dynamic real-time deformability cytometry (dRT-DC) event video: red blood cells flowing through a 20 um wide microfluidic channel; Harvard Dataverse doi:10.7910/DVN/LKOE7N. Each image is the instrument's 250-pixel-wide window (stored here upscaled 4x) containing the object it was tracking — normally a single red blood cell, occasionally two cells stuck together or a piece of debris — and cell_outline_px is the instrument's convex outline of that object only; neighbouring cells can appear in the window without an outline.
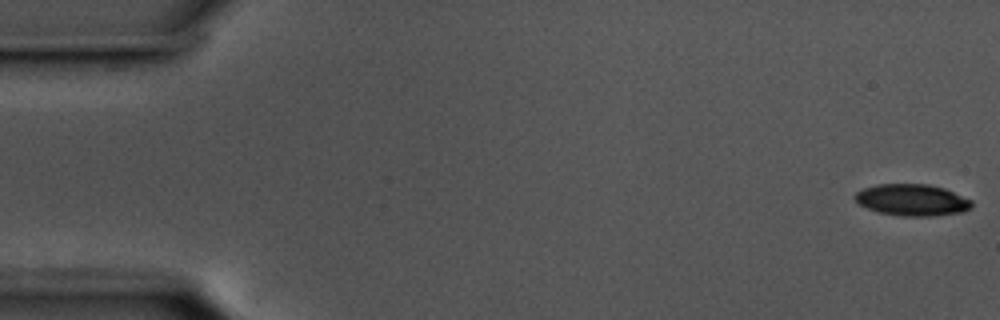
{"species": "common noctule bat (a hibernating species)", "species_latin": "Nyctalus noctula", "temperature_condition": "cold", "stored_images_in_passage": 41, "camera_frame_rate_fps": 3000, "um_per_image_px": 0.085, "animal": {"sex": "male", "body_mass_g": 17.5, "forearm_length_mm": 52.3}, "frame": {"image": 1, "passage_image": 1, "time_ms": 0.0, "image_size_px": [1000, 320], "cell_outline_px": [[972, 208], [964, 212], [932, 216], [900, 216], [876, 212], [860, 204], [852, 196], [856, 192], [864, 188], [876, 184], [928, 184], [944, 188], [972, 200]], "centroid_in_image_um": [77.53, 17.0], "position_along_channel_um": 7.5, "area_um2": 21.68}}
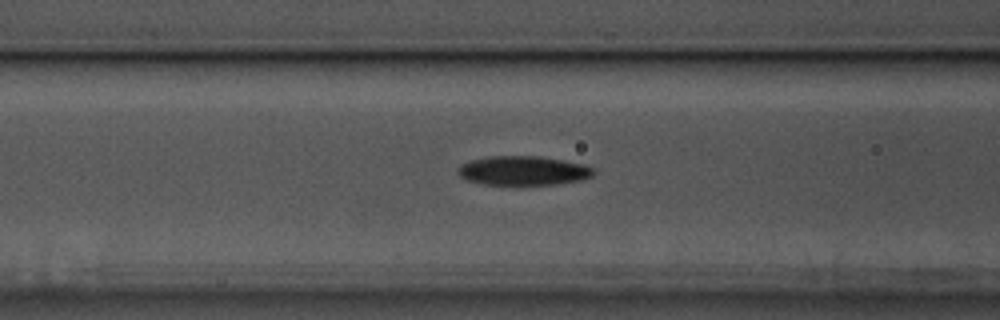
{"frame": {"image": 2, "passage_image": 22, "time_ms": 7.0, "image_size_px": [1000, 320], "cell_outline_px": [[596, 172], [592, 176], [580, 180], [556, 184], [480, 184], [464, 180], [456, 172], [456, 168], [460, 164], [472, 160], [492, 156], [540, 156], [584, 164], [592, 168]], "centroid_in_image_um": [44.43, 14.5], "position_along_channel_um": 122.2, "area_um2": 23.12}}
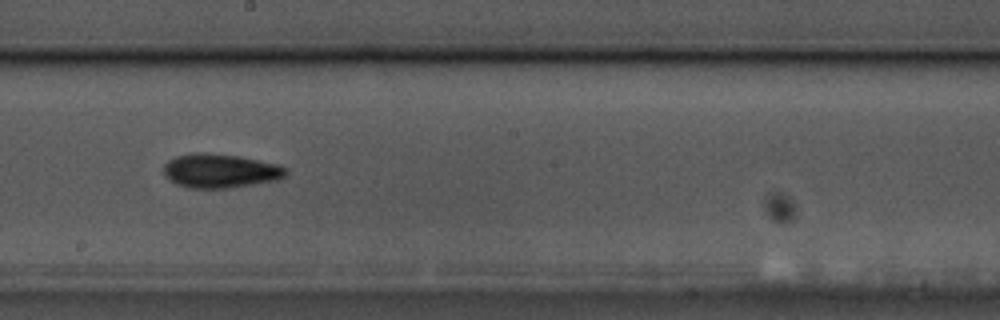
{"frame": {"image": 3, "passage_image": 31, "time_ms": 10.0, "image_size_px": [1000, 320], "cell_outline_px": [[288, 172], [284, 176], [276, 180], [228, 188], [188, 188], [176, 184], [164, 176], [164, 164], [168, 160], [176, 156], [192, 152], [204, 152], [240, 156], [276, 164], [288, 168]], "centroid_in_image_um": [18.68, 14.51], "position_along_channel_um": 229.5, "area_um2": 24.33}}